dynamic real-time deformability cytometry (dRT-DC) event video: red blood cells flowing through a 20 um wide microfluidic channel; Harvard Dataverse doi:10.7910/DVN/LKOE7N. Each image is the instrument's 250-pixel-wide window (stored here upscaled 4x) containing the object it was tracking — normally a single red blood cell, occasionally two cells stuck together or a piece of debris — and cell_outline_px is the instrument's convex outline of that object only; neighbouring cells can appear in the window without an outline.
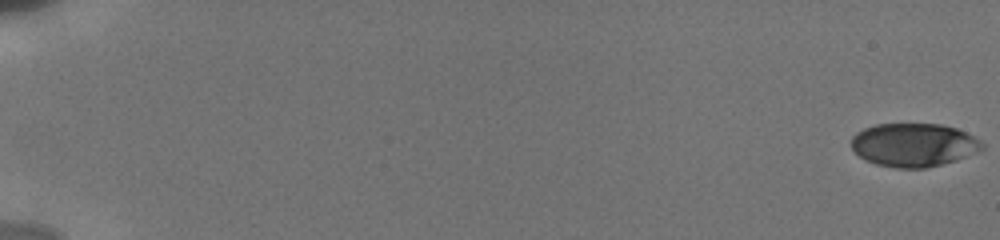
{"species": "human", "species_latin": "Homo sapiens", "temperature_condition": "cold", "stored_images_in_passage": 19, "camera_frame_rate_fps": 3000, "um_per_image_px": 0.085, "donor": {"sex": "male"}, "frame": {"image": 1, "passage_image": 1, "time_ms": 0.0, "image_size_px": [1000, 240], "cell_outline_px": [[984, 148], [976, 152], [956, 160], [924, 168], [896, 168], [876, 164], [864, 160], [852, 148], [852, 136], [856, 132], [864, 128], [876, 124], [940, 124], [956, 128], [980, 140], [984, 144]], "centroid_in_image_um": [77.64, 12.31], "position_along_channel_um": 7.4, "area_um2": 32.95}}
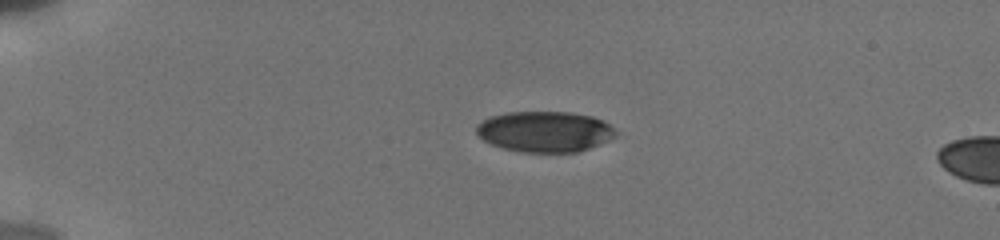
{"frame": {"image": 2, "passage_image": 15, "time_ms": 4.667, "image_size_px": [1000, 240], "cell_outline_px": [[616, 136], [600, 144], [576, 152], [520, 152], [504, 148], [492, 144], [484, 140], [476, 132], [476, 124], [492, 116], [508, 112], [572, 112], [592, 116], [604, 120], [616, 128]], "centroid_in_image_um": [46.34, 11.18], "position_along_channel_um": 38.7, "area_um2": 33.12}}